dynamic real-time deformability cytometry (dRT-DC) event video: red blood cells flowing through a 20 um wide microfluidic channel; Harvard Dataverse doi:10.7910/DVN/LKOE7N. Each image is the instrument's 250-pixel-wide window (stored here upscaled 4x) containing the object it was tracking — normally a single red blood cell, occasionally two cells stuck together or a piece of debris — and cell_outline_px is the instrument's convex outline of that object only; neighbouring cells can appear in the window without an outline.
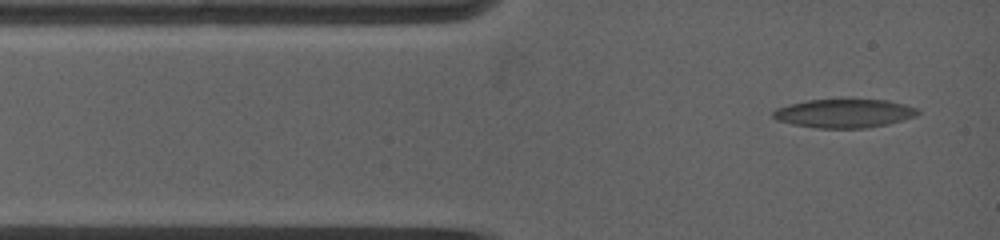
{"species": "common noctule bat (a hibernating species)", "species_latin": "Nyctalus noctula", "temperature_condition": "warm", "stored_images_in_passage": 10, "camera_frame_rate_fps": 5000, "um_per_image_px": 0.085, "animal": {"sex": "female", "body_mass_g": 19.0, "forearm_length_mm": 53.3}, "frame": {"image": 1, "passage_image": 1, "time_ms": 0.0, "image_size_px": [1000, 240], "cell_outline_px": [[920, 112], [916, 116], [904, 120], [888, 124], [868, 128], [816, 128], [792, 124], [776, 120], [772, 116], [772, 112], [776, 108], [788, 104], [808, 100], [888, 100], [904, 104], [916, 108]], "centroid_in_image_um": [71.74, 9.64], "position_along_channel_um": 13.3, "area_um2": 24.22}}
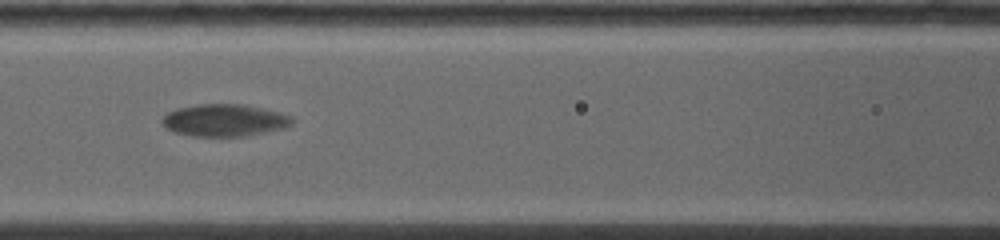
{"frame": {"image": 2, "passage_image": 6, "time_ms": 4.6, "image_size_px": [1000, 240], "cell_outline_px": [[296, 120], [292, 124], [284, 128], [248, 136], [192, 136], [176, 132], [164, 128], [160, 124], [160, 120], [168, 112], [176, 108], [196, 104], [244, 104], [264, 108], [280, 112], [292, 116]], "centroid_in_image_um": [19.08, 10.22], "position_along_channel_um": 147.5, "area_um2": 24.8}}
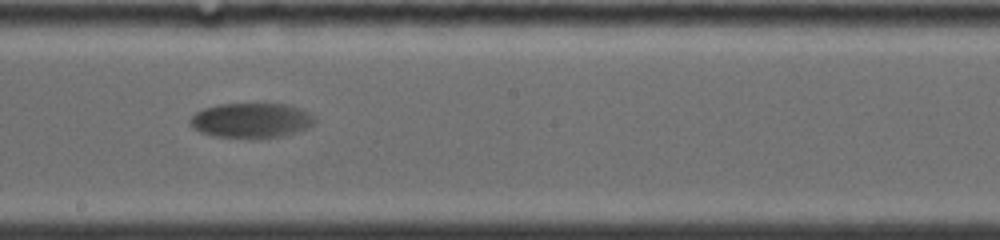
{"frame": {"image": 3, "passage_image": 9, "time_ms": 6.8, "image_size_px": [1000, 240], "cell_outline_px": [[316, 120], [308, 128], [284, 136], [216, 136], [200, 132], [192, 128], [188, 124], [188, 120], [196, 112], [204, 108], [220, 104], [288, 104], [300, 108], [316, 116]], "centroid_in_image_um": [21.36, 10.2], "position_along_channel_um": 226.8, "area_um2": 24.97}}